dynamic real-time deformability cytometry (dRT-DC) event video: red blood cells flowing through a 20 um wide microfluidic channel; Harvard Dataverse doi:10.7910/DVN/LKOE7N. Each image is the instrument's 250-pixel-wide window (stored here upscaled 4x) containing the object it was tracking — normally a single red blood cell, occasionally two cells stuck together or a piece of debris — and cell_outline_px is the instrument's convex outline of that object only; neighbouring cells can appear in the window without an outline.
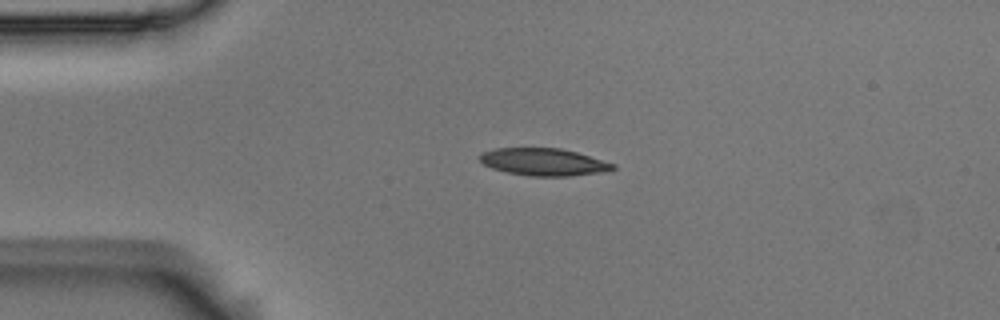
{"species": "Egyptian fruit bat (a non-hibernating species)", "species_latin": "Rousettus aegyptiacus", "temperature_condition": "room temperature", "stored_images_in_passage": 44, "camera_frame_rate_fps": 3000, "um_per_image_px": 0.085, "animal": {"sex": "male"}, "frame": {"image": 1, "passage_image": 1, "time_ms": 0.0, "image_size_px": [1000, 320], "cell_outline_px": [[616, 168], [604, 172], [568, 176], [532, 176], [508, 172], [492, 168], [484, 164], [480, 160], [480, 156], [484, 152], [496, 148], [560, 148], [576, 152], [616, 164]], "centroid_in_image_um": [46.25, 13.77], "position_along_channel_um": 38.8, "area_um2": 20.98}}
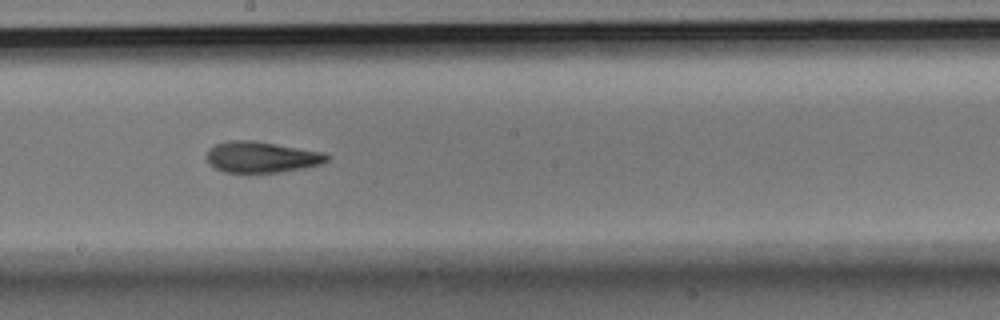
{"frame": {"image": 2, "passage_image": 19, "time_ms": 6.0, "image_size_px": [1000, 320], "cell_outline_px": [[332, 156], [328, 160], [320, 164], [304, 168], [280, 172], [224, 172], [216, 168], [208, 160], [208, 148], [216, 144], [228, 140], [252, 140], [324, 152]], "centroid_in_image_um": [22.27, 13.34], "position_along_channel_um": 225.9, "area_um2": 21.62}}
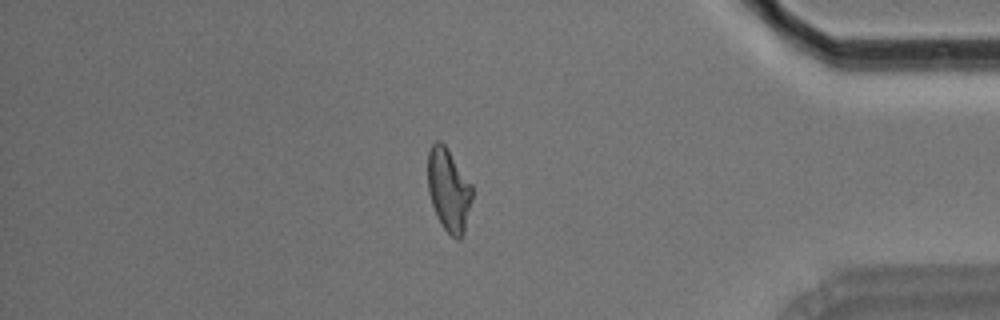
{"frame": {"image": 3, "passage_image": 36, "time_ms": 11.667, "image_size_px": [1000, 320], "cell_outline_px": [[472, 200], [464, 232], [460, 240], [456, 240], [444, 228], [432, 204], [428, 192], [428, 152], [432, 144], [436, 140], [440, 140], [444, 144], [472, 184]], "centroid_in_image_um": [38.14, 16.13], "position_along_channel_um": 397.1, "area_um2": 21.27}, "authors_computed_cell_mechanics": {"area_um2": 21.7906, "velocity_mm_per_s": 3.5879, "shape_relaxation_time_tau1_ms": 8.9834, "shape_relaxation_time_tau2_ms": 2.9205, "deformation_change_tau1": 0.2155, "deformation_change_tau2": 0.1059}}